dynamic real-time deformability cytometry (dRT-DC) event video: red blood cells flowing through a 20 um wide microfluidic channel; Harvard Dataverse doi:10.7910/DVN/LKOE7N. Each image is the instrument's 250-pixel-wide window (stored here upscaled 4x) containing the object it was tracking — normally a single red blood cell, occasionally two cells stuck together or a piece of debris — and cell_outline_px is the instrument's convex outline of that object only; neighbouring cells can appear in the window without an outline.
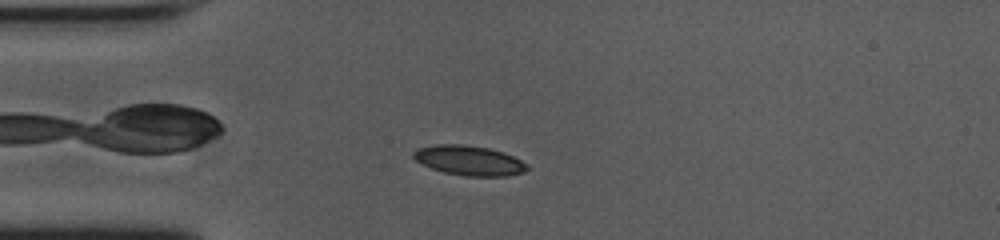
{"species": "common noctule bat (a hibernating species)", "species_latin": "Nyctalus noctula", "temperature_condition": "cold", "stored_images_in_passage": 51, "camera_frame_rate_fps": 3000, "um_per_image_px": 0.085, "animal": {"sex": "female", "body_mass_g": 23.0, "forearm_length_mm": 53.4}, "frame": {"image": 1, "passage_image": 10, "time_ms": 3.0, "image_size_px": [1000, 240], "cell_outline_px": [[528, 168], [524, 172], [508, 176], [468, 176], [444, 172], [432, 168], [416, 160], [412, 156], [412, 152], [420, 148], [432, 144], [464, 144], [488, 148], [504, 152], [528, 164]], "centroid_in_image_um": [39.89, 13.63], "position_along_channel_um": 45.1, "area_um2": 19.65}}
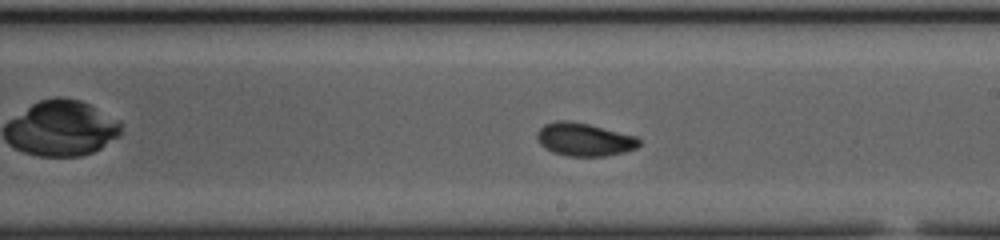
{"frame": {"image": 2, "passage_image": 27, "time_ms": 8.667, "image_size_px": [1000, 240], "cell_outline_px": [[640, 144], [636, 148], [624, 152], [604, 156], [568, 156], [552, 152], [544, 148], [540, 144], [536, 136], [536, 132], [544, 124], [556, 120], [568, 120], [588, 124], [636, 136], [640, 140]], "centroid_in_image_um": [49.63, 11.85], "position_along_channel_um": 239.4, "area_um2": 19.71}}
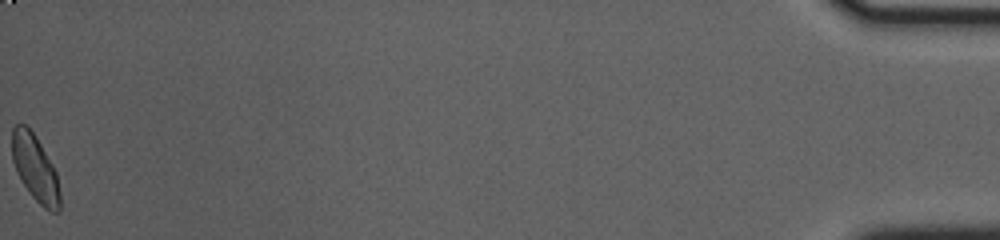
{"frame": {"image": 3, "passage_image": 51, "time_ms": 16.667, "image_size_px": [1000, 240], "cell_outline_px": [[60, 212], [48, 212], [32, 196], [16, 172], [12, 160], [12, 128], [16, 124], [24, 124], [32, 132], [40, 144], [52, 164], [56, 172], [60, 192]], "centroid_in_image_um": [2.99, 14.33], "position_along_channel_um": 432.2, "area_um2": 18.38}, "authors_computed_cell_mechanics": {"area_um2": 18.8428, "velocity_mm_per_s": 3.7191, "shape_relaxation_time_tau1_ms": 3.1999, "shape_relaxation_time_tau2_ms": 3.9264, "deformation_change_tau1": 0.1063, "deformation_change_tau2": 0.0678}}